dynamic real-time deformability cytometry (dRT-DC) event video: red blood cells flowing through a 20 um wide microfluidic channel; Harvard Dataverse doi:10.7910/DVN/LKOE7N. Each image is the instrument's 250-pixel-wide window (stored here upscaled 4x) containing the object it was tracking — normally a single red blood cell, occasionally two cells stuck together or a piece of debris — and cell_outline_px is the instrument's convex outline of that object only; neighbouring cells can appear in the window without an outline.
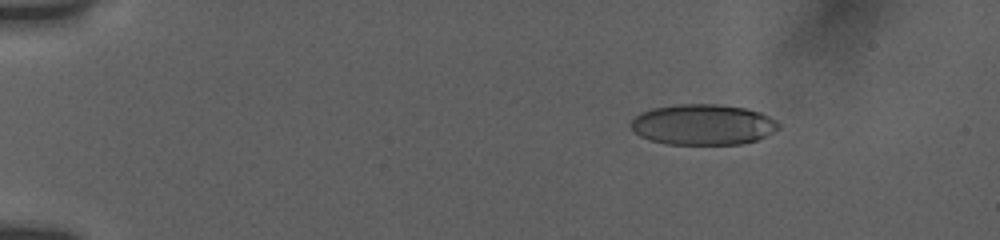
{"species": "human", "species_latin": "Homo sapiens", "temperature_condition": "room temperature", "stored_images_in_passage": 52, "camera_frame_rate_fps": 3000, "um_per_image_px": 0.085, "donor": {"sex": "female"}, "frame": {"image": 1, "passage_image": 12, "time_ms": 2.667, "image_size_px": [1000, 240], "cell_outline_px": [[780, 128], [756, 140], [740, 144], [668, 144], [652, 140], [640, 136], [632, 128], [632, 120], [636, 116], [644, 112], [656, 108], [684, 104], [712, 104], [744, 108], [760, 112], [776, 120], [780, 124]], "centroid_in_image_um": [59.8, 10.6], "position_along_channel_um": 25.2, "area_um2": 34.39}}
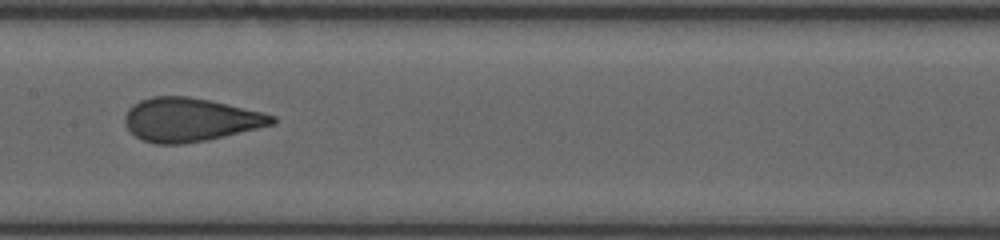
{"frame": {"image": 2, "passage_image": 32, "time_ms": 9.667, "image_size_px": [1000, 240], "cell_outline_px": [[276, 124], [224, 136], [184, 144], [156, 144], [144, 140], [136, 136], [124, 124], [124, 116], [128, 108], [132, 104], [140, 100], [152, 96], [188, 96], [212, 100], [276, 116]], "centroid_in_image_um": [16.14, 10.16], "position_along_channel_um": 191.3, "area_um2": 37.4}}
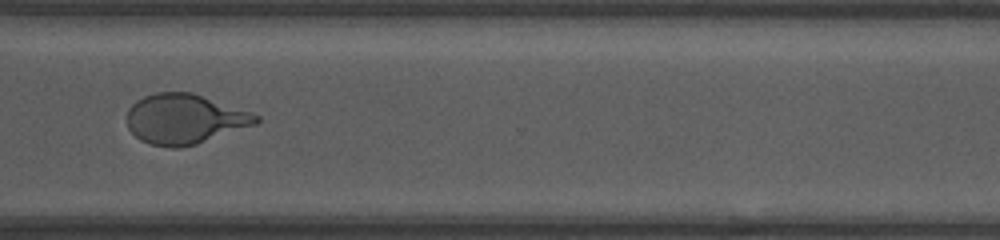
{"frame": {"image": 3, "passage_image": 51, "time_ms": 14.0, "image_size_px": [1000, 240], "cell_outline_px": [[260, 120], [256, 124], [196, 144], [180, 148], [172, 148], [152, 144], [140, 140], [128, 128], [128, 108], [136, 100], [144, 96], [156, 92], [192, 92], [252, 112], [260, 116]], "centroid_in_image_um": [15.7, 10.11], "position_along_channel_um": 354.9, "area_um2": 37.51}}